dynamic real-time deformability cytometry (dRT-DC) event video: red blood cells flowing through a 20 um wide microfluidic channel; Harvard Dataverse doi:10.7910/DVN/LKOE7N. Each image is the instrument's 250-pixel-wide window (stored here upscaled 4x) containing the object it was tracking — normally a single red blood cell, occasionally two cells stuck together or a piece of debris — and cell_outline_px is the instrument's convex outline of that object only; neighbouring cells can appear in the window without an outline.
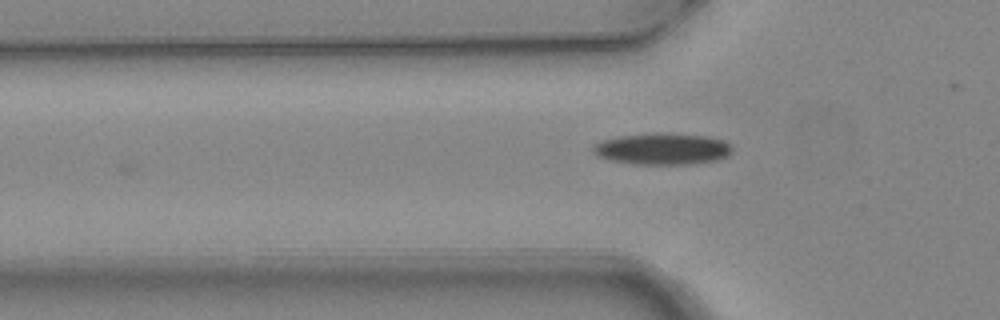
{"species": "common noctule bat (a hibernating species)", "species_latin": "Nyctalus noctula", "temperature_condition": "warm", "stored_images_in_passage": 4, "camera_frame_rate_fps": 3000, "um_per_image_px": 0.085, "animal": {"sex": "female", "body_mass_g": 24.6, "forearm_length_mm": 56.2}, "frame": {"image": 1, "passage_image": 3, "time_ms": 0.667, "image_size_px": [1000, 320], "cell_outline_px": [[732, 152], [728, 156], [716, 160], [692, 164], [632, 164], [608, 160], [596, 156], [592, 152], [592, 144], [600, 140], [616, 136], [656, 132], [664, 132], [708, 136], [724, 140], [732, 144]], "centroid_in_image_um": [56.27, 12.64], "position_along_channel_um": 69.5, "area_um2": 26.3}}
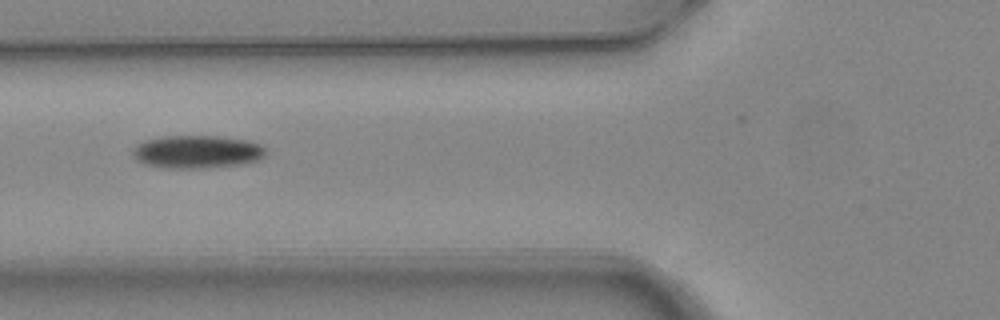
{"frame": {"image": 2, "passage_image": 4, "time_ms": 1.0, "image_size_px": [1000, 320], "cell_outline_px": [[268, 152], [260, 160], [244, 164], [204, 168], [168, 168], [144, 164], [136, 160], [132, 156], [132, 148], [136, 144], [144, 140], [164, 136], [220, 136], [248, 140], [260, 144]], "centroid_in_image_um": [16.75, 12.9], "position_along_channel_um": 109.1, "area_um2": 25.95}}